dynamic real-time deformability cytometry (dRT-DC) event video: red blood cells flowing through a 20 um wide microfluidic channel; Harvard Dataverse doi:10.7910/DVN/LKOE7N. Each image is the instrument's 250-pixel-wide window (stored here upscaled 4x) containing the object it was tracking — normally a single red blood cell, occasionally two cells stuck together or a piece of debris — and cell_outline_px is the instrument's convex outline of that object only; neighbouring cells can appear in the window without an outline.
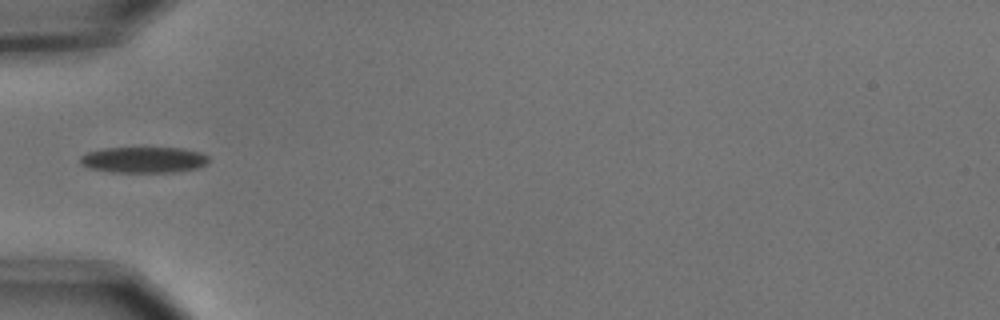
{"species": "common noctule bat (a hibernating species)", "species_latin": "Nyctalus noctula", "temperature_condition": "cold", "stored_images_in_passage": 7, "camera_frame_rate_fps": 3000, "um_per_image_px": 0.085, "animal": {"sex": "male", "body_mass_g": 15.6}, "frame": {"image": 1, "passage_image": 5, "time_ms": 1.333, "image_size_px": [1000, 320], "cell_outline_px": [[208, 164], [200, 168], [172, 172], [112, 172], [88, 168], [80, 164], [80, 156], [88, 152], [100, 148], [184, 148], [204, 152], [208, 156]], "centroid_in_image_um": [12.25, 13.58], "position_along_channel_um": 72.8, "area_um2": 19.77}}
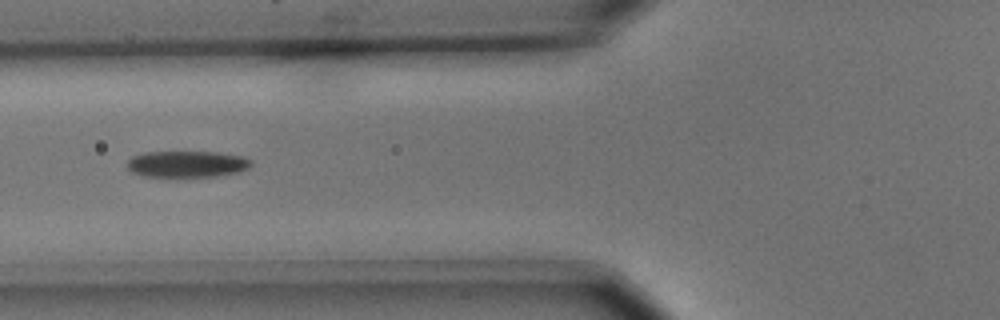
{"frame": {"image": 2, "passage_image": 6, "time_ms": 1.667, "image_size_px": [1000, 320], "cell_outline_px": [[252, 164], [248, 168], [240, 172], [216, 176], [144, 176], [132, 172], [128, 168], [128, 160], [132, 156], [144, 152], [216, 152], [244, 156], [252, 160]], "centroid_in_image_um": [15.93, 13.93], "position_along_channel_um": 109.9, "area_um2": 19.07}}
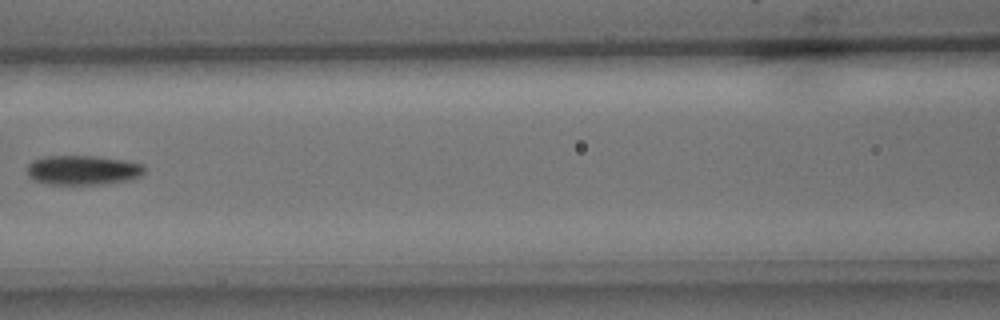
{"frame": {"image": 3, "passage_image": 7, "time_ms": 2.0, "image_size_px": [1000, 320], "cell_outline_px": [[144, 172], [140, 176], [128, 180], [104, 184], [48, 184], [32, 180], [28, 176], [28, 164], [32, 160], [44, 156], [96, 156], [124, 160], [144, 164]], "centroid_in_image_um": [7.02, 14.46], "position_along_channel_um": 159.6, "area_um2": 20.29}}